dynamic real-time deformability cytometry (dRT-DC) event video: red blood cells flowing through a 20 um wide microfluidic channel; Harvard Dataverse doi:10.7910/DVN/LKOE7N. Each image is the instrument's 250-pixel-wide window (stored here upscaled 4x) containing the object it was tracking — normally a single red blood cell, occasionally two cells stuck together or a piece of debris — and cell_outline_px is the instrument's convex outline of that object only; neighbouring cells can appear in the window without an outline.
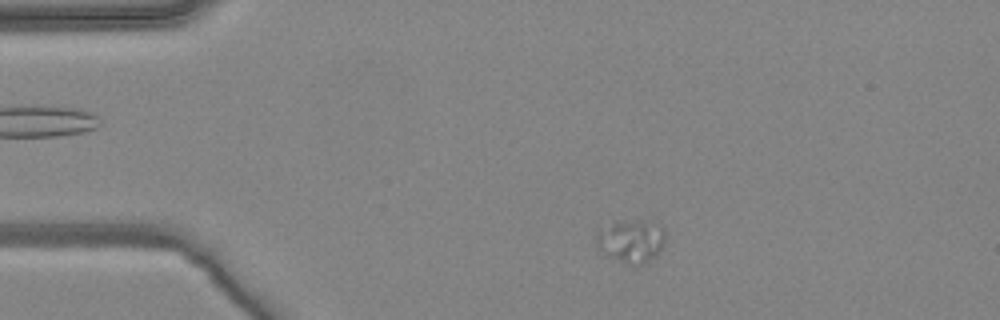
{"species": "common noctule bat (a hibernating species)", "species_latin": "Nyctalus noctula", "temperature_condition": "warm", "stored_images_in_passage": 4, "camera_frame_rate_fps": 3000, "um_per_image_px": 0.085, "animal": {"sex": "female", "body_mass_g": 24.6, "forearm_length_mm": 56.2}, "frame": {"image": 1, "passage_image": 1, "time_ms": 0.0, "image_size_px": [1000, 320], "cell_outline_px": [[664, 244], [656, 256], [644, 264], [640, 264], [620, 260], [608, 256], [596, 244], [596, 228], [624, 220], [664, 228]], "centroid_in_image_um": [53.59, 20.5], "position_along_channel_um": 31.4, "area_um2": 16.47}}
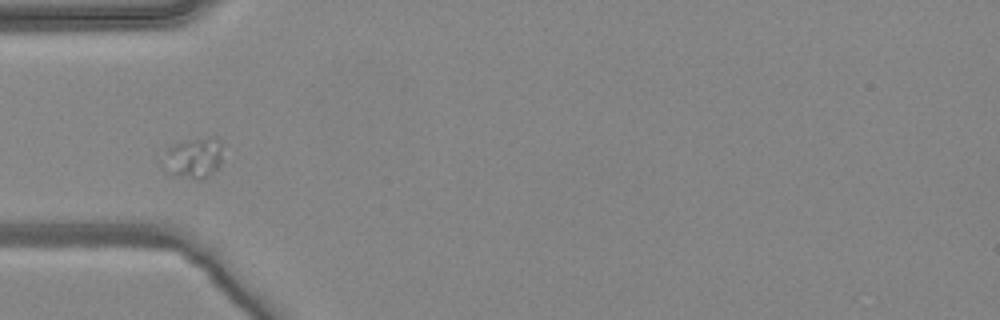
{"frame": {"image": 2, "passage_image": 3, "time_ms": 0.667, "image_size_px": [1000, 320], "cell_outline_px": [[220, 164], [208, 176], [200, 180], [196, 180], [172, 176], [160, 164], [160, 160], [168, 148], [176, 144], [188, 140], [208, 136], [220, 136]], "centroid_in_image_um": [16.4, 13.43], "position_along_channel_um": 68.6, "area_um2": 14.45}}